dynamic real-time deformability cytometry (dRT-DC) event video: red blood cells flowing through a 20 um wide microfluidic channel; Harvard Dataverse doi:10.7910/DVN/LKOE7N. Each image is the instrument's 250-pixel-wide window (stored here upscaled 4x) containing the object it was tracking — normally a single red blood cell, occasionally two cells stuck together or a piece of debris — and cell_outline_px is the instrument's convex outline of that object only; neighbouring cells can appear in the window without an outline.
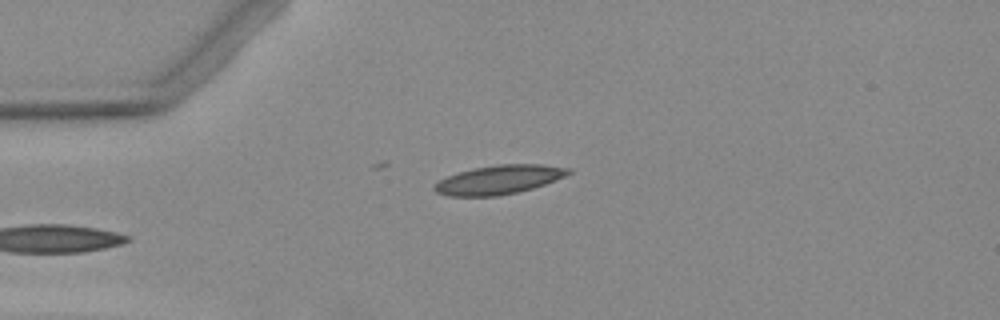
{"species": "Egyptian fruit bat (a non-hibernating species)", "species_latin": "Rousettus aegyptiacus", "temperature_condition": "warm", "stored_images_in_passage": 4, "camera_frame_rate_fps": 3000, "um_per_image_px": 0.085, "animal": {"sex": "female"}, "frame": {"image": 1, "passage_image": 4, "time_ms": 6.667, "image_size_px": [1000, 320], "cell_outline_px": [[572, 172], [564, 176], [544, 184], [532, 188], [516, 192], [496, 196], [448, 196], [436, 192], [432, 188], [432, 184], [448, 176], [472, 168], [500, 164], [540, 164], [572, 168]], "centroid_in_image_um": [42.39, 15.27], "position_along_channel_um": 42.6, "area_um2": 22.48}}